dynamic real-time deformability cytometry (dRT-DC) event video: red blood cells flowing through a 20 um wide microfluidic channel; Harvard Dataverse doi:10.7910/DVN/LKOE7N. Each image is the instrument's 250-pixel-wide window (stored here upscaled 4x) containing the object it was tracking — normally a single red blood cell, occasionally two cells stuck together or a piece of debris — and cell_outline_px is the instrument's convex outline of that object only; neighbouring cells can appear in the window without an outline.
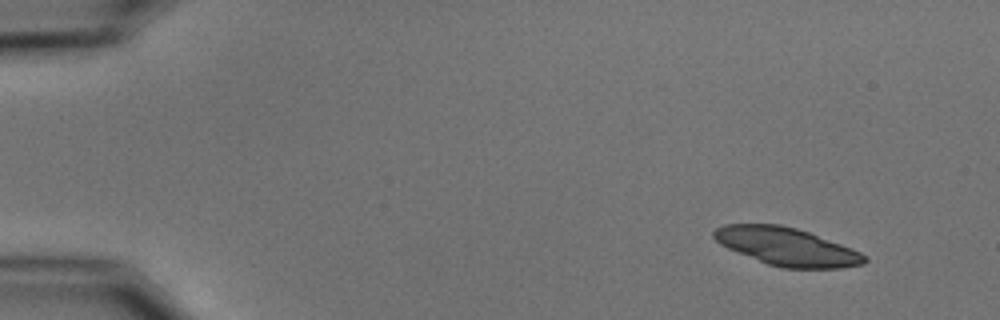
{"species": "common noctule bat (a hibernating species)", "species_latin": "Nyctalus noctula", "temperature_condition": "cold", "stored_images_in_passage": 28, "camera_frame_rate_fps": 3000, "um_per_image_px": 0.085, "animal": {"sex": "male", "body_mass_g": 15.6}, "frame": {"image": 1, "passage_image": 1, "time_ms": 0.0, "image_size_px": [1000, 320], "cell_outline_px": [[868, 260], [864, 264], [840, 268], [780, 268], [768, 264], [728, 248], [720, 244], [712, 236], [712, 232], [716, 228], [724, 224], [780, 224], [796, 228], [808, 232], [852, 248], [868, 256]], "centroid_in_image_um": [66.89, 20.96], "position_along_channel_um": 18.1, "area_um2": 33.18}}